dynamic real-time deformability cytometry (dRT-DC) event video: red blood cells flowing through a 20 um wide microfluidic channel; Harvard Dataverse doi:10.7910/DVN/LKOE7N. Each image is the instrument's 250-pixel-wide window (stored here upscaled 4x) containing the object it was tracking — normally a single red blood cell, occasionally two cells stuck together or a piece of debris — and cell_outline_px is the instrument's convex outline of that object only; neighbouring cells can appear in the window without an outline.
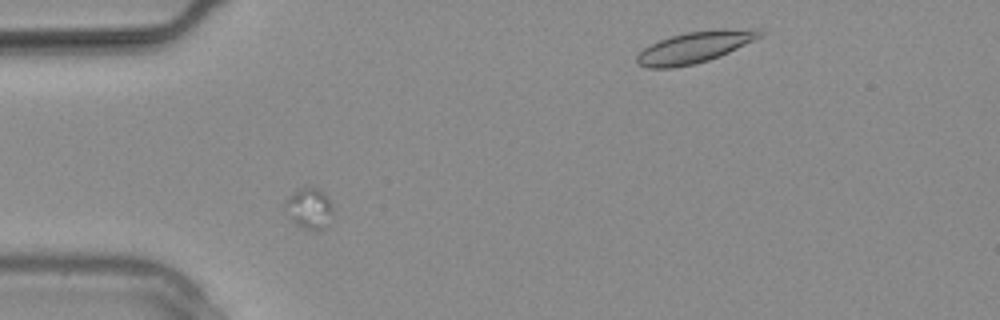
{"species": "common noctule bat (a hibernating species)", "species_latin": "Nyctalus noctula", "temperature_condition": "warm", "stored_images_in_passage": 8, "camera_frame_rate_fps": 3000, "um_per_image_px": 0.085, "animal": {"sex": "male", "body_mass_g": 20.4}, "frame": {"image": 1, "passage_image": 3, "time_ms": 0.667, "image_size_px": [1000, 320], "cell_outline_px": [[332, 208], [320, 232], [316, 232], [304, 228], [296, 224], [284, 212], [284, 200], [292, 192], [300, 188], [320, 188], [328, 196], [332, 204]], "centroid_in_image_um": [26.21, 17.69], "position_along_channel_um": 58.8, "area_um2": 11.33}}